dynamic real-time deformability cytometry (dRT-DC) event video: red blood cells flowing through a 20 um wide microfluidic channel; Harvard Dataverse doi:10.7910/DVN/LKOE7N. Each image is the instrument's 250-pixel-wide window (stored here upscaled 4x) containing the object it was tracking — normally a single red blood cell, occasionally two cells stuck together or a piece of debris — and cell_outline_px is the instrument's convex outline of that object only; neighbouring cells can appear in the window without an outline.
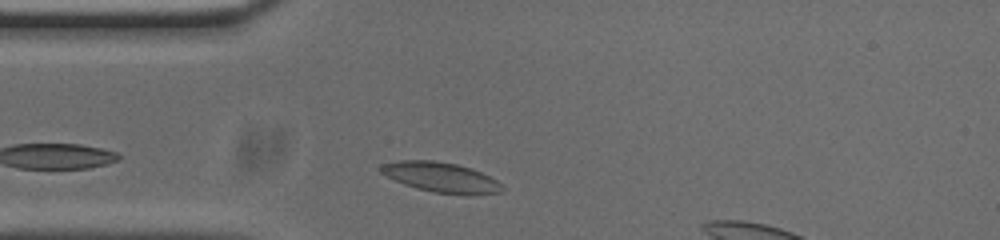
{"species": "common noctule bat (a hibernating species)", "species_latin": "Nyctalus noctula", "temperature_condition": "cold", "stored_images_in_passage": 30, "camera_frame_rate_fps": 3000, "um_per_image_px": 0.085, "animal": {"sex": "male", "body_mass_g": 20.0, "forearm_length_mm": 53.3}, "frame": {"image": 1, "passage_image": 3, "time_ms": 0.667, "image_size_px": [1000, 240], "cell_outline_px": [[504, 188], [500, 192], [436, 192], [416, 188], [404, 184], [380, 172], [376, 168], [380, 164], [400, 160], [432, 160], [456, 164], [472, 168], [496, 180]], "centroid_in_image_um": [37.35, 15.01], "position_along_channel_um": 47.6, "area_um2": 20.35}}
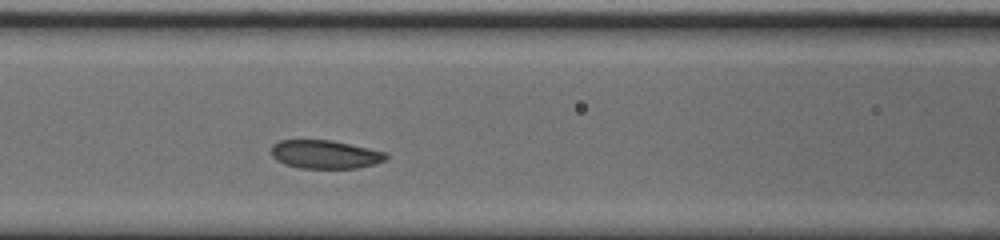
{"frame": {"image": 2, "passage_image": 11, "time_ms": 3.333, "image_size_px": [1000, 240], "cell_outline_px": [[388, 156], [384, 160], [372, 164], [356, 168], [300, 168], [284, 164], [276, 160], [272, 156], [272, 144], [280, 140], [332, 140], [388, 152]], "centroid_in_image_um": [27.62, 13.11], "position_along_channel_um": 139.0, "area_um2": 19.02}}
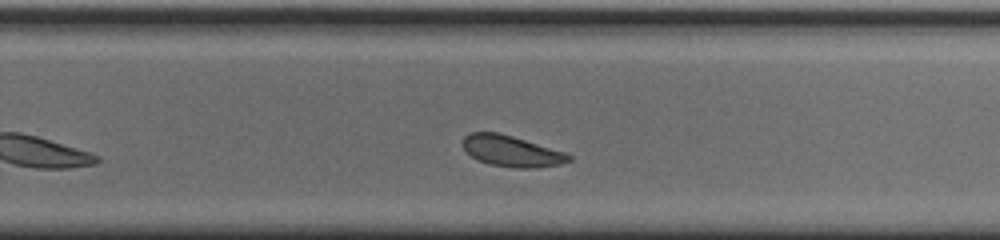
{"frame": {"image": 3, "passage_image": 23, "time_ms": 7.333, "image_size_px": [1000, 240], "cell_outline_px": [[572, 160], [560, 164], [536, 168], [516, 168], [488, 164], [476, 160], [464, 148], [464, 136], [468, 132], [496, 132], [512, 136], [564, 152], [572, 156]], "centroid_in_image_um": [43.47, 12.85], "position_along_channel_um": 286.3, "area_um2": 19.02}, "authors_computed_cell_mechanics": {"area_um2": 19.7387, "velocity_mm_per_s": 3.6981, "shape_relaxation_time_tau1_ms": null, "shape_relaxation_time_tau2_ms": 2.0655, "deformation_change_tau1": null, "deformation_change_tau2": 0.072}}